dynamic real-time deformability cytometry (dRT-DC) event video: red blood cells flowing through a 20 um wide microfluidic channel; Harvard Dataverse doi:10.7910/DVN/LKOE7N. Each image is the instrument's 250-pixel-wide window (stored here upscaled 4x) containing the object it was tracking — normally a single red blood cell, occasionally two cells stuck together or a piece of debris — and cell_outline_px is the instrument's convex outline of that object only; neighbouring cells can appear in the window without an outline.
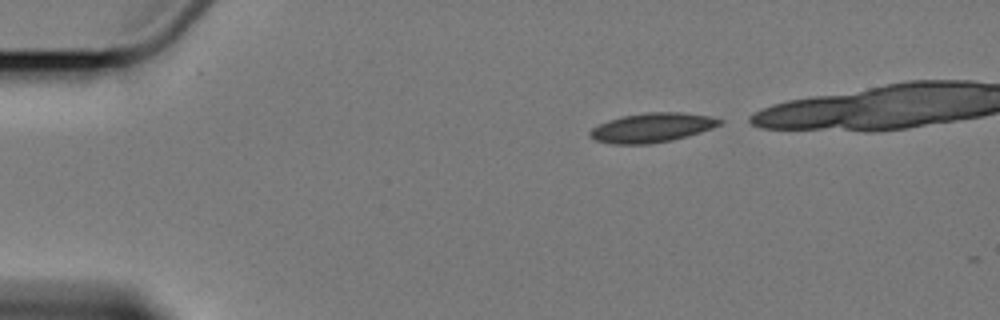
{"species": "Egyptian fruit bat (a non-hibernating species)", "species_latin": "Rousettus aegyptiacus", "temperature_condition": "cold", "stored_images_in_passage": 2, "camera_frame_rate_fps": 3000, "um_per_image_px": 0.085, "animal": {"sex": "female"}, "frame": {"image": 1, "passage_image": 1, "time_ms": 0.0, "image_size_px": [1000, 320], "cell_outline_px": [[724, 120], [720, 124], [712, 128], [688, 136], [672, 140], [648, 144], [612, 144], [596, 140], [588, 136], [588, 132], [592, 128], [608, 120], [624, 116], [648, 112], [680, 112], [712, 116]], "centroid_in_image_um": [55.42, 10.85], "position_along_channel_um": 29.6, "area_um2": 22.14}}